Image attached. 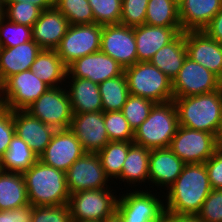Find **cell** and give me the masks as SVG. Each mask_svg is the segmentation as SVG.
<instances>
[{
  "mask_svg": "<svg viewBox=\"0 0 222 222\" xmlns=\"http://www.w3.org/2000/svg\"><path fill=\"white\" fill-rule=\"evenodd\" d=\"M211 190L205 163L185 164L182 173L167 189L165 212L196 215Z\"/></svg>",
  "mask_w": 222,
  "mask_h": 222,
  "instance_id": "obj_1",
  "label": "cell"
},
{
  "mask_svg": "<svg viewBox=\"0 0 222 222\" xmlns=\"http://www.w3.org/2000/svg\"><path fill=\"white\" fill-rule=\"evenodd\" d=\"M179 125L214 134L222 132V88L210 93L173 98Z\"/></svg>",
  "mask_w": 222,
  "mask_h": 222,
  "instance_id": "obj_2",
  "label": "cell"
},
{
  "mask_svg": "<svg viewBox=\"0 0 222 222\" xmlns=\"http://www.w3.org/2000/svg\"><path fill=\"white\" fill-rule=\"evenodd\" d=\"M29 203L33 206H58L69 203L65 172L39 159L23 173Z\"/></svg>",
  "mask_w": 222,
  "mask_h": 222,
  "instance_id": "obj_3",
  "label": "cell"
},
{
  "mask_svg": "<svg viewBox=\"0 0 222 222\" xmlns=\"http://www.w3.org/2000/svg\"><path fill=\"white\" fill-rule=\"evenodd\" d=\"M179 127L174 101L155 103L148 118L134 131L133 143L147 149L168 148Z\"/></svg>",
  "mask_w": 222,
  "mask_h": 222,
  "instance_id": "obj_4",
  "label": "cell"
},
{
  "mask_svg": "<svg viewBox=\"0 0 222 222\" xmlns=\"http://www.w3.org/2000/svg\"><path fill=\"white\" fill-rule=\"evenodd\" d=\"M131 95L150 99L154 103L173 100L172 80L150 62H137L124 69Z\"/></svg>",
  "mask_w": 222,
  "mask_h": 222,
  "instance_id": "obj_5",
  "label": "cell"
},
{
  "mask_svg": "<svg viewBox=\"0 0 222 222\" xmlns=\"http://www.w3.org/2000/svg\"><path fill=\"white\" fill-rule=\"evenodd\" d=\"M49 88L29 69L8 77L0 85V103L12 111L26 110Z\"/></svg>",
  "mask_w": 222,
  "mask_h": 222,
  "instance_id": "obj_6",
  "label": "cell"
},
{
  "mask_svg": "<svg viewBox=\"0 0 222 222\" xmlns=\"http://www.w3.org/2000/svg\"><path fill=\"white\" fill-rule=\"evenodd\" d=\"M220 146L219 139L209 132L180 126L169 148L184 163H205Z\"/></svg>",
  "mask_w": 222,
  "mask_h": 222,
  "instance_id": "obj_7",
  "label": "cell"
},
{
  "mask_svg": "<svg viewBox=\"0 0 222 222\" xmlns=\"http://www.w3.org/2000/svg\"><path fill=\"white\" fill-rule=\"evenodd\" d=\"M109 188L82 190L70 194L72 221H103L116 211L118 197Z\"/></svg>",
  "mask_w": 222,
  "mask_h": 222,
  "instance_id": "obj_8",
  "label": "cell"
},
{
  "mask_svg": "<svg viewBox=\"0 0 222 222\" xmlns=\"http://www.w3.org/2000/svg\"><path fill=\"white\" fill-rule=\"evenodd\" d=\"M56 130L68 129L73 111L68 92L64 88L50 87L25 110Z\"/></svg>",
  "mask_w": 222,
  "mask_h": 222,
  "instance_id": "obj_9",
  "label": "cell"
},
{
  "mask_svg": "<svg viewBox=\"0 0 222 222\" xmlns=\"http://www.w3.org/2000/svg\"><path fill=\"white\" fill-rule=\"evenodd\" d=\"M102 27L96 23L69 25L55 49L66 67L83 56L100 51Z\"/></svg>",
  "mask_w": 222,
  "mask_h": 222,
  "instance_id": "obj_10",
  "label": "cell"
},
{
  "mask_svg": "<svg viewBox=\"0 0 222 222\" xmlns=\"http://www.w3.org/2000/svg\"><path fill=\"white\" fill-rule=\"evenodd\" d=\"M221 88L222 80L217 75L188 56L172 80L174 98L210 93Z\"/></svg>",
  "mask_w": 222,
  "mask_h": 222,
  "instance_id": "obj_11",
  "label": "cell"
},
{
  "mask_svg": "<svg viewBox=\"0 0 222 222\" xmlns=\"http://www.w3.org/2000/svg\"><path fill=\"white\" fill-rule=\"evenodd\" d=\"M152 191H137L121 196L116 211L123 222H162L165 213L164 200L156 197Z\"/></svg>",
  "mask_w": 222,
  "mask_h": 222,
  "instance_id": "obj_12",
  "label": "cell"
},
{
  "mask_svg": "<svg viewBox=\"0 0 222 222\" xmlns=\"http://www.w3.org/2000/svg\"><path fill=\"white\" fill-rule=\"evenodd\" d=\"M66 183L70 194L82 190L108 188L109 179L104 172L97 153H84L65 172Z\"/></svg>",
  "mask_w": 222,
  "mask_h": 222,
  "instance_id": "obj_13",
  "label": "cell"
},
{
  "mask_svg": "<svg viewBox=\"0 0 222 222\" xmlns=\"http://www.w3.org/2000/svg\"><path fill=\"white\" fill-rule=\"evenodd\" d=\"M100 50L117 61L124 69L137 63L134 27L120 23L104 25Z\"/></svg>",
  "mask_w": 222,
  "mask_h": 222,
  "instance_id": "obj_14",
  "label": "cell"
},
{
  "mask_svg": "<svg viewBox=\"0 0 222 222\" xmlns=\"http://www.w3.org/2000/svg\"><path fill=\"white\" fill-rule=\"evenodd\" d=\"M85 152L75 134L68 129L56 130L39 160L66 172Z\"/></svg>",
  "mask_w": 222,
  "mask_h": 222,
  "instance_id": "obj_15",
  "label": "cell"
},
{
  "mask_svg": "<svg viewBox=\"0 0 222 222\" xmlns=\"http://www.w3.org/2000/svg\"><path fill=\"white\" fill-rule=\"evenodd\" d=\"M123 73V66L100 50L71 63L67 67L66 77L86 78L100 84Z\"/></svg>",
  "mask_w": 222,
  "mask_h": 222,
  "instance_id": "obj_16",
  "label": "cell"
},
{
  "mask_svg": "<svg viewBox=\"0 0 222 222\" xmlns=\"http://www.w3.org/2000/svg\"><path fill=\"white\" fill-rule=\"evenodd\" d=\"M69 129L75 134L85 152L98 153L110 141L103 111L73 113Z\"/></svg>",
  "mask_w": 222,
  "mask_h": 222,
  "instance_id": "obj_17",
  "label": "cell"
},
{
  "mask_svg": "<svg viewBox=\"0 0 222 222\" xmlns=\"http://www.w3.org/2000/svg\"><path fill=\"white\" fill-rule=\"evenodd\" d=\"M185 44L189 58L222 80V44L213 40L203 30L186 31Z\"/></svg>",
  "mask_w": 222,
  "mask_h": 222,
  "instance_id": "obj_18",
  "label": "cell"
},
{
  "mask_svg": "<svg viewBox=\"0 0 222 222\" xmlns=\"http://www.w3.org/2000/svg\"><path fill=\"white\" fill-rule=\"evenodd\" d=\"M15 134L24 140L39 158L50 143L56 129L46 125L25 110L13 111Z\"/></svg>",
  "mask_w": 222,
  "mask_h": 222,
  "instance_id": "obj_19",
  "label": "cell"
},
{
  "mask_svg": "<svg viewBox=\"0 0 222 222\" xmlns=\"http://www.w3.org/2000/svg\"><path fill=\"white\" fill-rule=\"evenodd\" d=\"M181 32L182 27H162L146 24L134 27L137 62H149L159 49L172 42Z\"/></svg>",
  "mask_w": 222,
  "mask_h": 222,
  "instance_id": "obj_20",
  "label": "cell"
},
{
  "mask_svg": "<svg viewBox=\"0 0 222 222\" xmlns=\"http://www.w3.org/2000/svg\"><path fill=\"white\" fill-rule=\"evenodd\" d=\"M68 27V19L57 8L43 10L32 26V39L42 49L55 50Z\"/></svg>",
  "mask_w": 222,
  "mask_h": 222,
  "instance_id": "obj_21",
  "label": "cell"
},
{
  "mask_svg": "<svg viewBox=\"0 0 222 222\" xmlns=\"http://www.w3.org/2000/svg\"><path fill=\"white\" fill-rule=\"evenodd\" d=\"M41 50L33 39L15 47H0V85L8 77L29 70Z\"/></svg>",
  "mask_w": 222,
  "mask_h": 222,
  "instance_id": "obj_22",
  "label": "cell"
},
{
  "mask_svg": "<svg viewBox=\"0 0 222 222\" xmlns=\"http://www.w3.org/2000/svg\"><path fill=\"white\" fill-rule=\"evenodd\" d=\"M186 163L178 158L170 148L151 149L149 156V181L167 189L182 173Z\"/></svg>",
  "mask_w": 222,
  "mask_h": 222,
  "instance_id": "obj_23",
  "label": "cell"
},
{
  "mask_svg": "<svg viewBox=\"0 0 222 222\" xmlns=\"http://www.w3.org/2000/svg\"><path fill=\"white\" fill-rule=\"evenodd\" d=\"M178 6L182 32L201 31L222 8V0H181Z\"/></svg>",
  "mask_w": 222,
  "mask_h": 222,
  "instance_id": "obj_24",
  "label": "cell"
},
{
  "mask_svg": "<svg viewBox=\"0 0 222 222\" xmlns=\"http://www.w3.org/2000/svg\"><path fill=\"white\" fill-rule=\"evenodd\" d=\"M66 77L70 89L67 90L73 113L103 111L99 84L86 78Z\"/></svg>",
  "mask_w": 222,
  "mask_h": 222,
  "instance_id": "obj_25",
  "label": "cell"
},
{
  "mask_svg": "<svg viewBox=\"0 0 222 222\" xmlns=\"http://www.w3.org/2000/svg\"><path fill=\"white\" fill-rule=\"evenodd\" d=\"M187 56L185 32H181L172 42L159 49L149 62L173 80Z\"/></svg>",
  "mask_w": 222,
  "mask_h": 222,
  "instance_id": "obj_26",
  "label": "cell"
},
{
  "mask_svg": "<svg viewBox=\"0 0 222 222\" xmlns=\"http://www.w3.org/2000/svg\"><path fill=\"white\" fill-rule=\"evenodd\" d=\"M29 204L23 173L0 170V211Z\"/></svg>",
  "mask_w": 222,
  "mask_h": 222,
  "instance_id": "obj_27",
  "label": "cell"
},
{
  "mask_svg": "<svg viewBox=\"0 0 222 222\" xmlns=\"http://www.w3.org/2000/svg\"><path fill=\"white\" fill-rule=\"evenodd\" d=\"M30 69L50 87H58L67 81V67L55 50L42 49Z\"/></svg>",
  "mask_w": 222,
  "mask_h": 222,
  "instance_id": "obj_28",
  "label": "cell"
},
{
  "mask_svg": "<svg viewBox=\"0 0 222 222\" xmlns=\"http://www.w3.org/2000/svg\"><path fill=\"white\" fill-rule=\"evenodd\" d=\"M149 156L150 149L133 143L128 149V154L118 179L123 182H129V184L147 182L149 180Z\"/></svg>",
  "mask_w": 222,
  "mask_h": 222,
  "instance_id": "obj_29",
  "label": "cell"
},
{
  "mask_svg": "<svg viewBox=\"0 0 222 222\" xmlns=\"http://www.w3.org/2000/svg\"><path fill=\"white\" fill-rule=\"evenodd\" d=\"M38 159L29 145L15 134L11 139L9 148L0 159V170L24 173Z\"/></svg>",
  "mask_w": 222,
  "mask_h": 222,
  "instance_id": "obj_30",
  "label": "cell"
},
{
  "mask_svg": "<svg viewBox=\"0 0 222 222\" xmlns=\"http://www.w3.org/2000/svg\"><path fill=\"white\" fill-rule=\"evenodd\" d=\"M99 92L103 112L121 111L130 95L125 74L101 82Z\"/></svg>",
  "mask_w": 222,
  "mask_h": 222,
  "instance_id": "obj_31",
  "label": "cell"
},
{
  "mask_svg": "<svg viewBox=\"0 0 222 222\" xmlns=\"http://www.w3.org/2000/svg\"><path fill=\"white\" fill-rule=\"evenodd\" d=\"M145 24L162 27H181L178 2L176 0H149Z\"/></svg>",
  "mask_w": 222,
  "mask_h": 222,
  "instance_id": "obj_32",
  "label": "cell"
},
{
  "mask_svg": "<svg viewBox=\"0 0 222 222\" xmlns=\"http://www.w3.org/2000/svg\"><path fill=\"white\" fill-rule=\"evenodd\" d=\"M133 142L109 141L97 154L100 157L105 175L110 179L121 175L129 147Z\"/></svg>",
  "mask_w": 222,
  "mask_h": 222,
  "instance_id": "obj_33",
  "label": "cell"
},
{
  "mask_svg": "<svg viewBox=\"0 0 222 222\" xmlns=\"http://www.w3.org/2000/svg\"><path fill=\"white\" fill-rule=\"evenodd\" d=\"M54 7L68 19L69 25L94 23L92 8L88 0H54Z\"/></svg>",
  "mask_w": 222,
  "mask_h": 222,
  "instance_id": "obj_34",
  "label": "cell"
},
{
  "mask_svg": "<svg viewBox=\"0 0 222 222\" xmlns=\"http://www.w3.org/2000/svg\"><path fill=\"white\" fill-rule=\"evenodd\" d=\"M154 104L155 103L150 99L131 94L129 95L121 112L133 131L148 118L149 112Z\"/></svg>",
  "mask_w": 222,
  "mask_h": 222,
  "instance_id": "obj_35",
  "label": "cell"
},
{
  "mask_svg": "<svg viewBox=\"0 0 222 222\" xmlns=\"http://www.w3.org/2000/svg\"><path fill=\"white\" fill-rule=\"evenodd\" d=\"M92 8L94 23L99 25L119 24L122 0H88Z\"/></svg>",
  "mask_w": 222,
  "mask_h": 222,
  "instance_id": "obj_36",
  "label": "cell"
},
{
  "mask_svg": "<svg viewBox=\"0 0 222 222\" xmlns=\"http://www.w3.org/2000/svg\"><path fill=\"white\" fill-rule=\"evenodd\" d=\"M104 122L110 141L133 142L134 131L121 111L104 112Z\"/></svg>",
  "mask_w": 222,
  "mask_h": 222,
  "instance_id": "obj_37",
  "label": "cell"
},
{
  "mask_svg": "<svg viewBox=\"0 0 222 222\" xmlns=\"http://www.w3.org/2000/svg\"><path fill=\"white\" fill-rule=\"evenodd\" d=\"M32 40V27L17 24L7 18L0 20V47H15Z\"/></svg>",
  "mask_w": 222,
  "mask_h": 222,
  "instance_id": "obj_38",
  "label": "cell"
},
{
  "mask_svg": "<svg viewBox=\"0 0 222 222\" xmlns=\"http://www.w3.org/2000/svg\"><path fill=\"white\" fill-rule=\"evenodd\" d=\"M5 18L9 21L32 27L38 20L42 10L27 2L5 3Z\"/></svg>",
  "mask_w": 222,
  "mask_h": 222,
  "instance_id": "obj_39",
  "label": "cell"
},
{
  "mask_svg": "<svg viewBox=\"0 0 222 222\" xmlns=\"http://www.w3.org/2000/svg\"><path fill=\"white\" fill-rule=\"evenodd\" d=\"M149 0H122L120 24L137 27L145 24L146 9Z\"/></svg>",
  "mask_w": 222,
  "mask_h": 222,
  "instance_id": "obj_40",
  "label": "cell"
},
{
  "mask_svg": "<svg viewBox=\"0 0 222 222\" xmlns=\"http://www.w3.org/2000/svg\"><path fill=\"white\" fill-rule=\"evenodd\" d=\"M32 222H72L69 204L34 206Z\"/></svg>",
  "mask_w": 222,
  "mask_h": 222,
  "instance_id": "obj_41",
  "label": "cell"
},
{
  "mask_svg": "<svg viewBox=\"0 0 222 222\" xmlns=\"http://www.w3.org/2000/svg\"><path fill=\"white\" fill-rule=\"evenodd\" d=\"M196 216L203 222H222V189H212Z\"/></svg>",
  "mask_w": 222,
  "mask_h": 222,
  "instance_id": "obj_42",
  "label": "cell"
},
{
  "mask_svg": "<svg viewBox=\"0 0 222 222\" xmlns=\"http://www.w3.org/2000/svg\"><path fill=\"white\" fill-rule=\"evenodd\" d=\"M14 135L13 111L0 105V159L9 148Z\"/></svg>",
  "mask_w": 222,
  "mask_h": 222,
  "instance_id": "obj_43",
  "label": "cell"
},
{
  "mask_svg": "<svg viewBox=\"0 0 222 222\" xmlns=\"http://www.w3.org/2000/svg\"><path fill=\"white\" fill-rule=\"evenodd\" d=\"M209 183L212 189H222V147L205 162Z\"/></svg>",
  "mask_w": 222,
  "mask_h": 222,
  "instance_id": "obj_44",
  "label": "cell"
},
{
  "mask_svg": "<svg viewBox=\"0 0 222 222\" xmlns=\"http://www.w3.org/2000/svg\"><path fill=\"white\" fill-rule=\"evenodd\" d=\"M34 206L30 203L12 210L0 211V222H32Z\"/></svg>",
  "mask_w": 222,
  "mask_h": 222,
  "instance_id": "obj_45",
  "label": "cell"
},
{
  "mask_svg": "<svg viewBox=\"0 0 222 222\" xmlns=\"http://www.w3.org/2000/svg\"><path fill=\"white\" fill-rule=\"evenodd\" d=\"M203 31L213 40L222 44V8L215 14Z\"/></svg>",
  "mask_w": 222,
  "mask_h": 222,
  "instance_id": "obj_46",
  "label": "cell"
},
{
  "mask_svg": "<svg viewBox=\"0 0 222 222\" xmlns=\"http://www.w3.org/2000/svg\"><path fill=\"white\" fill-rule=\"evenodd\" d=\"M162 222H203L196 215H175L165 212Z\"/></svg>",
  "mask_w": 222,
  "mask_h": 222,
  "instance_id": "obj_47",
  "label": "cell"
},
{
  "mask_svg": "<svg viewBox=\"0 0 222 222\" xmlns=\"http://www.w3.org/2000/svg\"><path fill=\"white\" fill-rule=\"evenodd\" d=\"M5 3H31L37 7H39L42 11L47 10L54 7V0H4Z\"/></svg>",
  "mask_w": 222,
  "mask_h": 222,
  "instance_id": "obj_48",
  "label": "cell"
},
{
  "mask_svg": "<svg viewBox=\"0 0 222 222\" xmlns=\"http://www.w3.org/2000/svg\"><path fill=\"white\" fill-rule=\"evenodd\" d=\"M102 222H123V219L120 214L115 211L113 214L105 218Z\"/></svg>",
  "mask_w": 222,
  "mask_h": 222,
  "instance_id": "obj_49",
  "label": "cell"
},
{
  "mask_svg": "<svg viewBox=\"0 0 222 222\" xmlns=\"http://www.w3.org/2000/svg\"><path fill=\"white\" fill-rule=\"evenodd\" d=\"M5 17V2L0 0V20Z\"/></svg>",
  "mask_w": 222,
  "mask_h": 222,
  "instance_id": "obj_50",
  "label": "cell"
},
{
  "mask_svg": "<svg viewBox=\"0 0 222 222\" xmlns=\"http://www.w3.org/2000/svg\"><path fill=\"white\" fill-rule=\"evenodd\" d=\"M72 222H102V221L88 220V221H72Z\"/></svg>",
  "mask_w": 222,
  "mask_h": 222,
  "instance_id": "obj_51",
  "label": "cell"
},
{
  "mask_svg": "<svg viewBox=\"0 0 222 222\" xmlns=\"http://www.w3.org/2000/svg\"><path fill=\"white\" fill-rule=\"evenodd\" d=\"M219 142H220V146L222 147V132H221L220 137H219Z\"/></svg>",
  "mask_w": 222,
  "mask_h": 222,
  "instance_id": "obj_52",
  "label": "cell"
}]
</instances>
